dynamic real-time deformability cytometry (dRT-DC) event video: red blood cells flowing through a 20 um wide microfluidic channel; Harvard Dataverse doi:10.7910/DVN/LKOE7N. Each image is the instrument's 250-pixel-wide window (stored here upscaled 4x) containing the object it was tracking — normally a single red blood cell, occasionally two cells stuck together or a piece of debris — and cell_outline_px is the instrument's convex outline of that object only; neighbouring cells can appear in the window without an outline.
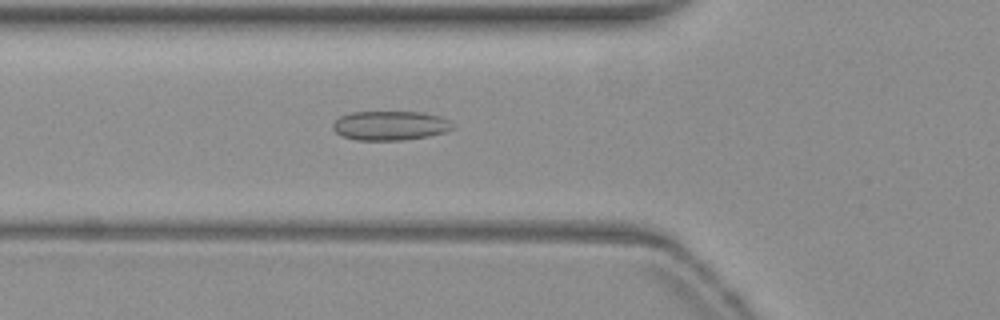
{"species": "common noctule bat (a hibernating species)", "species_latin": "Nyctalus noctula", "temperature_condition": "warm", "stored_images_in_passage": 38, "camera_frame_rate_fps": 3000, "um_per_image_px": 0.085, "animal": {"sex": "female", "body_mass_g": 19.3, "forearm_length_mm": 54.1}, "frame": {"image": 1, "passage_image": 6, "time_ms": 1.667, "image_size_px": [1000, 320], "cell_outline_px": [[452, 128], [444, 132], [428, 136], [404, 140], [356, 140], [340, 136], [332, 128], [332, 124], [340, 116], [352, 112], [424, 112], [440, 116], [448, 120], [452, 124]], "centroid_in_image_um": [33.13, 10.67], "position_along_channel_um": 92.7, "area_um2": 20.46}}
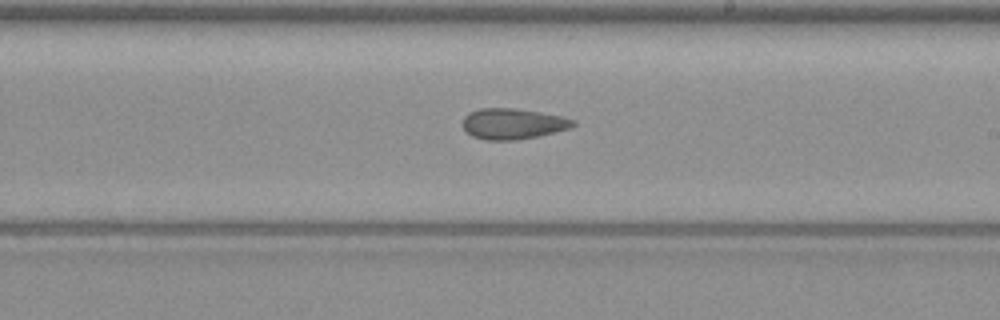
{"frame": {"image": 2, "passage_image": 18, "time_ms": 5.667, "image_size_px": [1000, 320], "cell_outline_px": [[576, 124], [568, 128], [536, 136], [512, 140], [484, 140], [472, 136], [464, 128], [464, 116], [468, 112], [480, 108], [516, 108], [540, 112], [560, 116], [576, 120]], "centroid_in_image_um": [43.56, 10.5], "position_along_channel_um": 245.4, "area_um2": 19.54}}
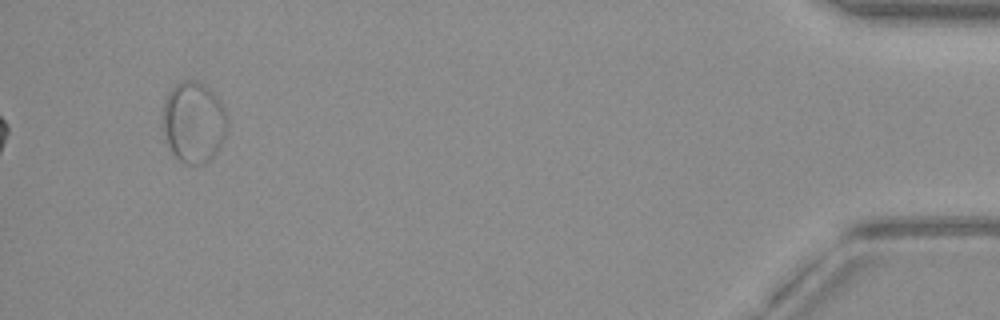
{"frame": {"image": 3, "passage_image": 38, "time_ms": 12.333, "image_size_px": [1000, 320], "cell_outline_px": [[228, 132], [220, 148], [204, 164], [184, 164], [176, 160], [168, 144], [160, 120], [164, 100], [168, 92], [176, 84], [188, 80], [196, 80], [204, 84], [220, 100], [228, 116]], "centroid_in_image_um": [16.46, 10.4], "position_along_channel_um": 418.7, "area_um2": 31.21}, "authors_computed_cell_mechanics": {"area_um2": 19.8543, "velocity_mm_per_s": 3.8113, "shape_relaxation_time_tau1_ms": null, "shape_relaxation_time_tau2_ms": 1.5695, "deformation_change_tau1": null, "deformation_change_tau2": 0.0674}}